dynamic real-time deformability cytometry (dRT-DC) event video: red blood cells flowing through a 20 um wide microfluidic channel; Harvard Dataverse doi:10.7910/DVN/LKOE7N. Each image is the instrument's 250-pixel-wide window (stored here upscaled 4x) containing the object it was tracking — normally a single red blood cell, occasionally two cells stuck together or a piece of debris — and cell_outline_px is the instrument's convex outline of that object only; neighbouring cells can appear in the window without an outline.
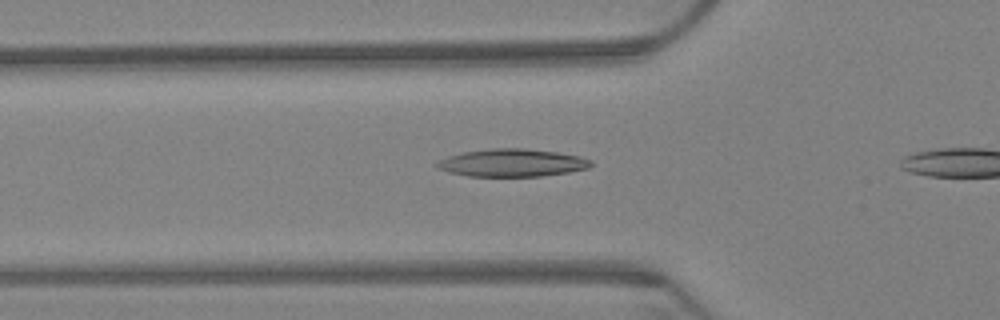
{"species": "Egyptian fruit bat (a non-hibernating species)", "species_latin": "Rousettus aegyptiacus", "temperature_condition": "warm", "stored_images_in_passage": 34, "camera_frame_rate_fps": 3000, "um_per_image_px": 0.085, "animal": {"sex": "female"}, "frame": {"image": 1, "passage_image": 2, "time_ms": 0.333, "image_size_px": [1000, 320], "cell_outline_px": [[592, 164], [588, 168], [568, 172], [544, 176], [468, 176], [448, 172], [436, 168], [432, 164], [448, 156], [464, 152], [492, 148], [524, 148], [556, 152], [580, 156], [592, 160]], "centroid_in_image_um": [43.5, 13.84], "position_along_channel_um": 82.3, "area_um2": 24.91}}
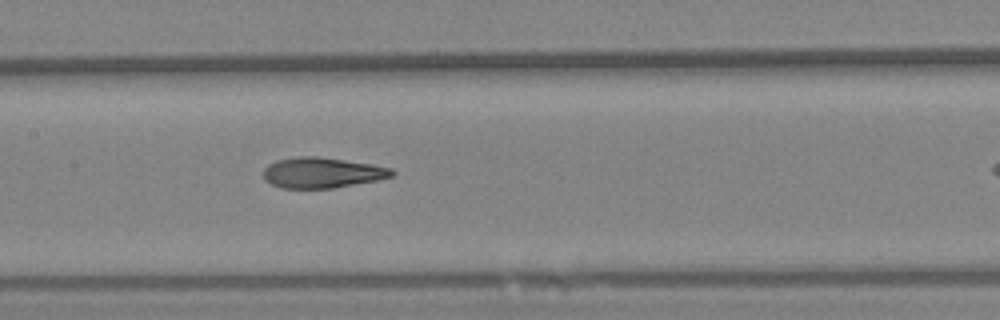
{"frame": {"image": 2, "passage_image": 11, "time_ms": 3.333, "image_size_px": [1000, 320], "cell_outline_px": [[396, 172], [392, 176], [376, 180], [332, 188], [280, 188], [264, 180], [264, 168], [268, 164], [276, 160], [300, 156], [316, 156], [372, 164], [392, 168]], "centroid_in_image_um": [27.36, 14.67], "position_along_channel_um": 180.0, "area_um2": 22.77}}
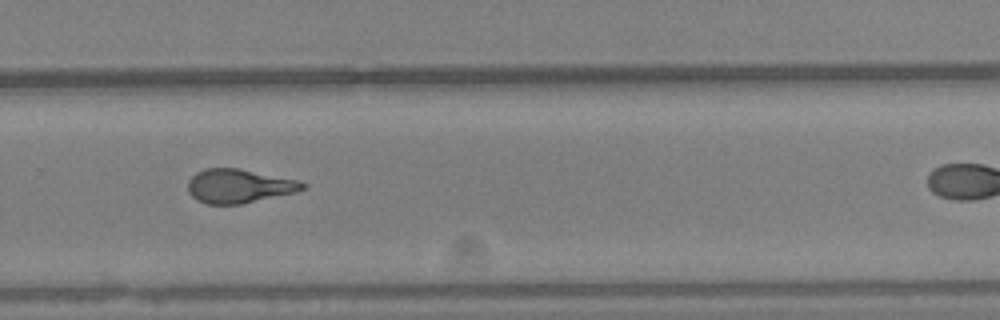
{"frame": {"image": 3, "passage_image": 23, "time_ms": 7.333, "image_size_px": [1000, 320], "cell_outline_px": [[304, 188], [296, 192], [240, 204], [208, 204], [196, 200], [188, 192], [188, 180], [196, 172], [204, 168], [240, 168], [300, 180], [304, 184]], "centroid_in_image_um": [20.28, 15.8], "position_along_channel_um": 309.5, "area_um2": 22.72}}